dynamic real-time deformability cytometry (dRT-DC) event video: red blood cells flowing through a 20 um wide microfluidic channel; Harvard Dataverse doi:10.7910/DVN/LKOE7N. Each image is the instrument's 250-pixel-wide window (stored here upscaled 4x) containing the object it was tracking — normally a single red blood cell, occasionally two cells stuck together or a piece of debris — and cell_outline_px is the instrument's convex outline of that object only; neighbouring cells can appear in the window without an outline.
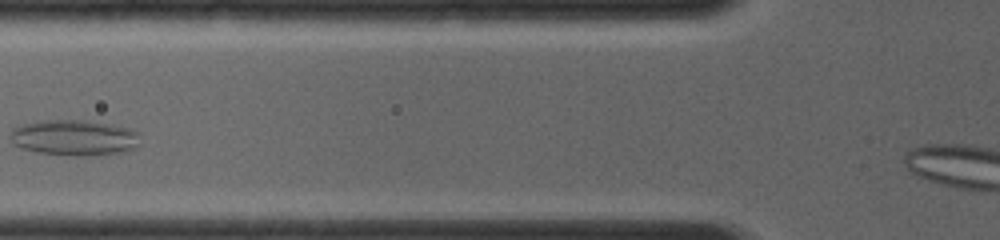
{"species": "common noctule bat (a hibernating species)", "species_latin": "Nyctalus noctula", "temperature_condition": "room temperature", "stored_images_in_passage": 6, "camera_frame_rate_fps": 4000, "um_per_image_px": 0.085, "animal": {"sex": "female", "body_mass_g": 19.0, "forearm_length_mm": 56.7}, "frame": {"image": 1, "passage_image": 5, "time_ms": 2.0, "image_size_px": [1000, 240], "cell_outline_px": [[136, 132], [128, 148], [116, 152], [88, 156], [40, 152], [24, 148], [16, 144], [12, 140], [12, 132], [16, 128], [24, 124], [44, 120], [84, 120], [128, 128]], "centroid_in_image_um": [6.19, 11.68], "position_along_channel_um": 119.6, "area_um2": 25.26}}